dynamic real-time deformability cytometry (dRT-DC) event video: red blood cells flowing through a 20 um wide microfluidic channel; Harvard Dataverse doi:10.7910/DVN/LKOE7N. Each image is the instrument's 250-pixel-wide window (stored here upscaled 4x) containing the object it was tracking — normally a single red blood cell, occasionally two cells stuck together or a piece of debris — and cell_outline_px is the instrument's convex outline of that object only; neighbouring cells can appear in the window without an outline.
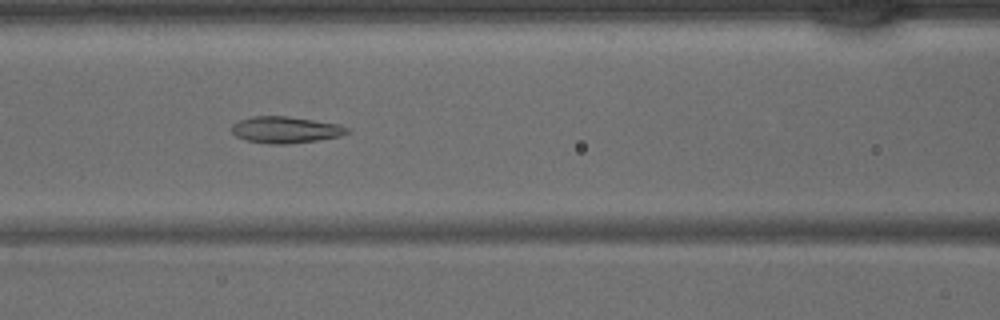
{"species": "common noctule bat (a hibernating species)", "species_latin": "Nyctalus noctula", "temperature_condition": "warm", "stored_images_in_passage": 23, "camera_frame_rate_fps": 3000, "um_per_image_px": 0.085, "animal": {"sex": "male", "body_mass_g": 15.6}, "frame": {"image": 1, "passage_image": 6, "time_ms": 1.667, "image_size_px": [1000, 320], "cell_outline_px": [[352, 132], [340, 136], [316, 140], [288, 144], [268, 144], [244, 140], [236, 136], [232, 132], [232, 124], [240, 120], [252, 116], [284, 116], [340, 124], [348, 128]], "centroid_in_image_um": [24.27, 11.04], "position_along_channel_um": 142.3, "area_um2": 17.86}}
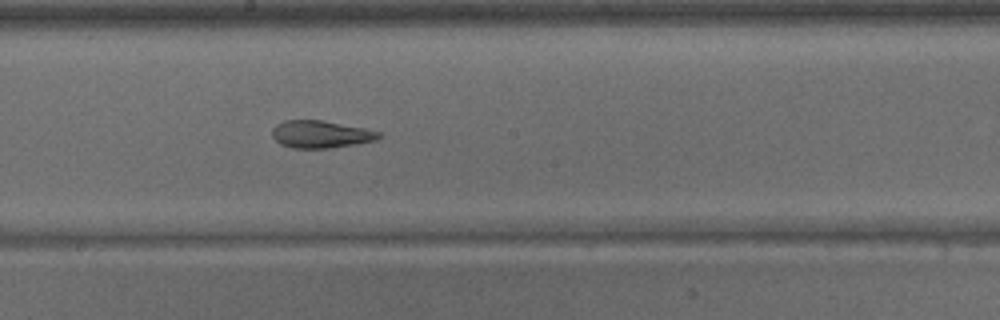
{"frame": {"image": 2, "passage_image": 11, "time_ms": 3.333, "image_size_px": [1000, 320], "cell_outline_px": [[380, 136], [376, 140], [356, 144], [332, 148], [292, 148], [280, 144], [272, 136], [272, 128], [276, 124], [284, 120], [320, 120], [364, 128], [380, 132]], "centroid_in_image_um": [27.23, 11.42], "position_along_channel_um": 221.0, "area_um2": 16.99}}
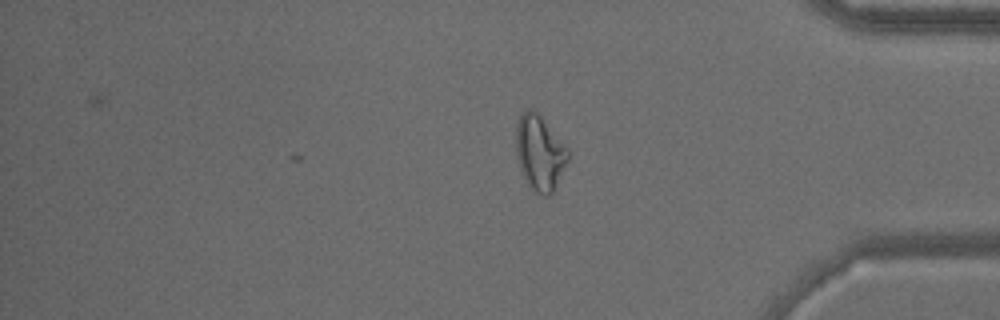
{"frame": {"image": 3, "passage_image": 23, "time_ms": 7.333, "image_size_px": [1000, 320], "cell_outline_px": [[568, 160], [552, 192], [548, 196], [544, 196], [536, 192], [532, 188], [524, 176], [516, 152], [516, 124], [524, 108], [532, 108], [540, 116], [568, 148]], "centroid_in_image_um": [45.87, 12.94], "position_along_channel_um": 389.3, "area_um2": 22.2}}